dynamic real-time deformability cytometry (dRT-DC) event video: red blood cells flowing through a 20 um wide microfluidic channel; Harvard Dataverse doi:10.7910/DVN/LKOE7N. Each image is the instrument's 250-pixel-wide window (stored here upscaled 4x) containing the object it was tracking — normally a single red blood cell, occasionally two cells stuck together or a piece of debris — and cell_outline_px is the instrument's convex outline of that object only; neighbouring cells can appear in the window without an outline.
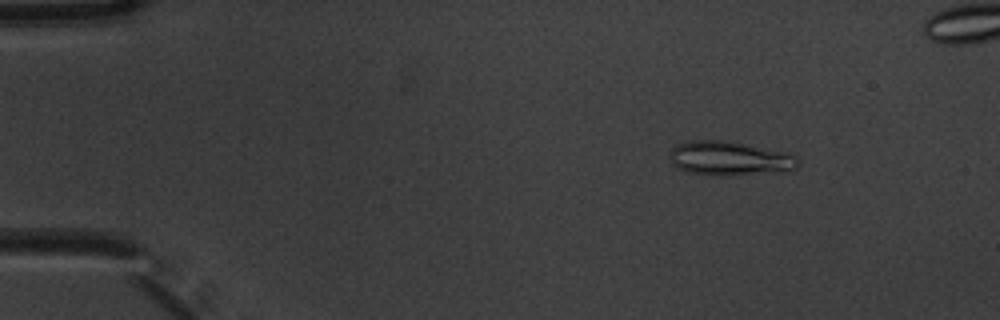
{"species": "common noctule bat (a hibernating species)", "species_latin": "Nyctalus noctula", "temperature_condition": "warm", "stored_images_in_passage": 6, "camera_frame_rate_fps": 3000, "um_per_image_px": 0.085, "animal": {"sex": "male", "body_mass_g": 20.1, "forearm_length_mm": 53.5}, "frame": {"image": 1, "passage_image": 3, "time_ms": 0.667, "image_size_px": [1000, 320], "cell_outline_px": [[800, 164], [796, 168], [724, 176], [720, 176], [688, 172], [676, 168], [672, 164], [672, 148], [676, 144], [688, 140], [728, 140], [784, 152], [796, 156], [800, 160]], "centroid_in_image_um": [61.96, 13.44], "position_along_channel_um": 23.0, "area_um2": 25.14}}